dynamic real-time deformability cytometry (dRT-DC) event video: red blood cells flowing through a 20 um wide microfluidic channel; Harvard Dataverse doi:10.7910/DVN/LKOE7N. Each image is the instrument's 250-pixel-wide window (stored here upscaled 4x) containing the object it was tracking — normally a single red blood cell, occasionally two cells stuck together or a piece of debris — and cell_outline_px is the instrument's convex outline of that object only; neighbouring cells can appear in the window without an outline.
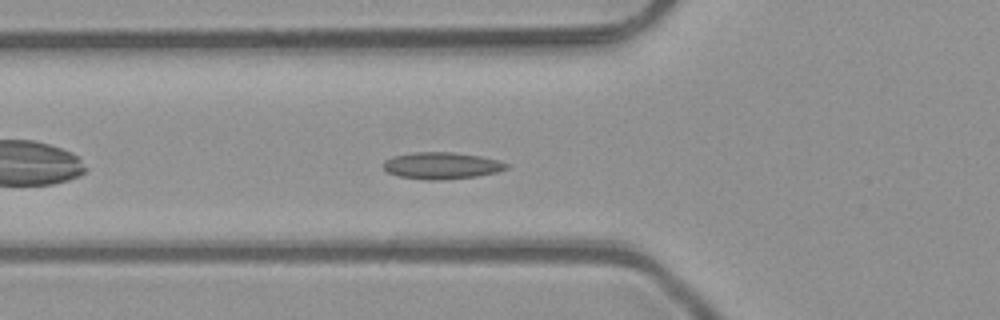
{"species": "common noctule bat (a hibernating species)", "species_latin": "Nyctalus noctula", "temperature_condition": "room temperature", "stored_images_in_passage": 40, "camera_frame_rate_fps": 3000, "um_per_image_px": 0.085, "animal": {"sex": "male", "body_mass_g": 23.1, "forearm_length_mm": 52.7}, "frame": {"image": 1, "passage_image": 6, "time_ms": 1.667, "image_size_px": [1000, 320], "cell_outline_px": [[508, 168], [496, 172], [476, 176], [436, 180], [424, 180], [400, 176], [388, 172], [380, 164], [384, 160], [392, 156], [416, 152], [452, 152], [480, 156], [496, 160], [508, 164]], "centroid_in_image_um": [37.48, 14.07], "position_along_channel_um": 88.3, "area_um2": 19.07}}
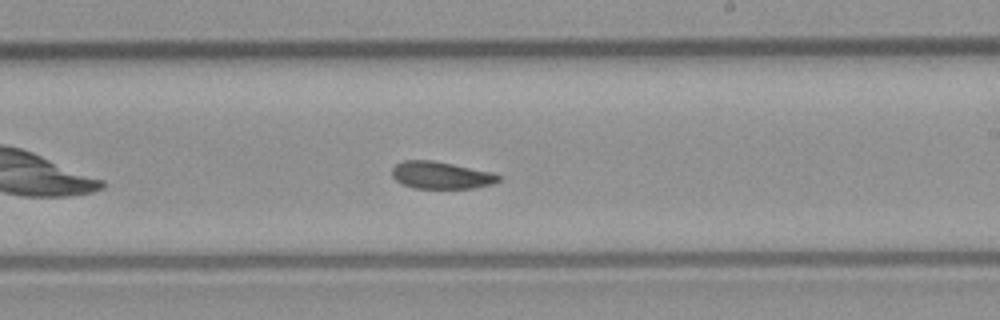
{"frame": {"image": 2, "passage_image": 18, "time_ms": 5.667, "image_size_px": [1000, 320], "cell_outline_px": [[500, 180], [492, 184], [476, 188], [416, 188], [404, 184], [396, 180], [392, 176], [392, 168], [396, 164], [404, 160], [432, 160], [492, 172], [500, 176]], "centroid_in_image_um": [37.49, 14.89], "position_along_channel_um": 251.5, "area_um2": 16.76}}
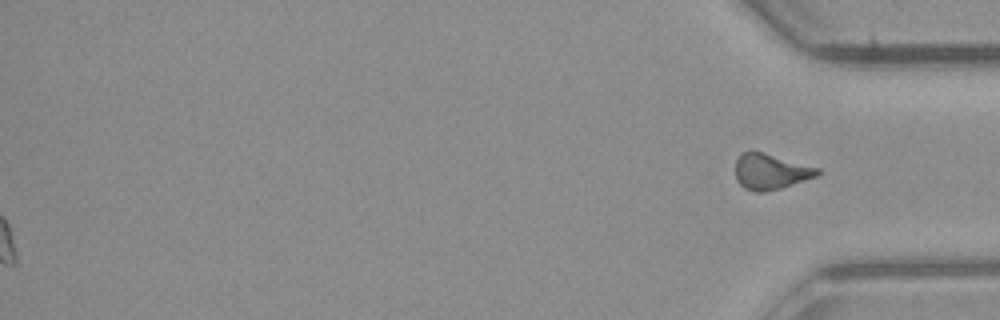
{"frame": {"image": 3, "passage_image": 40, "time_ms": 13.0, "image_size_px": [1000, 320], "cell_outline_px": [[820, 172], [816, 176], [780, 188], [764, 192], [756, 192], [744, 188], [736, 180], [736, 160], [744, 152], [760, 152], [820, 168]], "centroid_in_image_um": [65.49, 14.6], "position_along_channel_um": 369.7, "area_um2": 16.59}, "authors_computed_cell_mechanics": {"area_um2": 17.4845, "velocity_mm_per_s": 4.0682, "shape_relaxation_time_tau1_ms": null, "shape_relaxation_time_tau2_ms": 6.0966, "deformation_change_tau1": null, "deformation_change_tau2": 0.107}}